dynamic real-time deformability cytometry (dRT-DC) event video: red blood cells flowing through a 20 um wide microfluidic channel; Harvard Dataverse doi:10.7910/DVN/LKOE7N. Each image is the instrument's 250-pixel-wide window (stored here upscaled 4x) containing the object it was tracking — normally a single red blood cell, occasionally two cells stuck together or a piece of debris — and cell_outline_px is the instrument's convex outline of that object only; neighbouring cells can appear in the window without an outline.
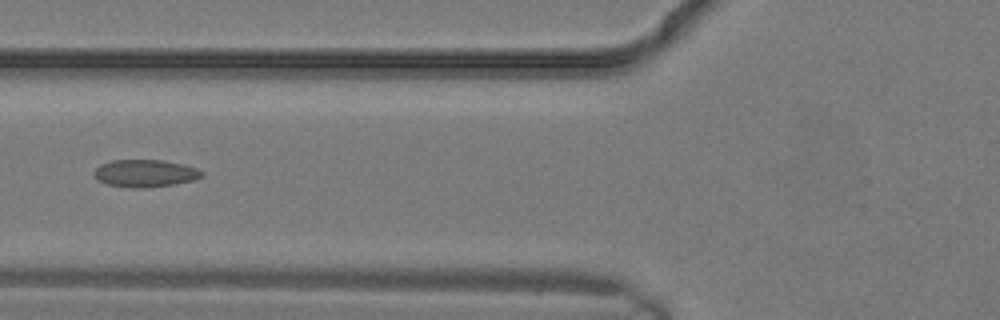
{"species": "common noctule bat (a hibernating species)", "species_latin": "Nyctalus noctula", "temperature_condition": "warm", "stored_images_in_passage": 11, "camera_frame_rate_fps": 3000, "um_per_image_px": 0.085, "animal": {"sex": "male", "body_mass_g": 19.2, "forearm_length_mm": 51.8}, "frame": {"image": 1, "passage_image": 10, "time_ms": 3.0, "image_size_px": [1000, 320], "cell_outline_px": [[204, 176], [192, 180], [172, 184], [148, 188], [132, 188], [108, 184], [96, 180], [92, 172], [100, 164], [112, 160], [164, 160], [184, 164], [196, 168], [204, 172]], "centroid_in_image_um": [12.31, 14.73], "position_along_channel_um": 113.5, "area_um2": 17.34}}